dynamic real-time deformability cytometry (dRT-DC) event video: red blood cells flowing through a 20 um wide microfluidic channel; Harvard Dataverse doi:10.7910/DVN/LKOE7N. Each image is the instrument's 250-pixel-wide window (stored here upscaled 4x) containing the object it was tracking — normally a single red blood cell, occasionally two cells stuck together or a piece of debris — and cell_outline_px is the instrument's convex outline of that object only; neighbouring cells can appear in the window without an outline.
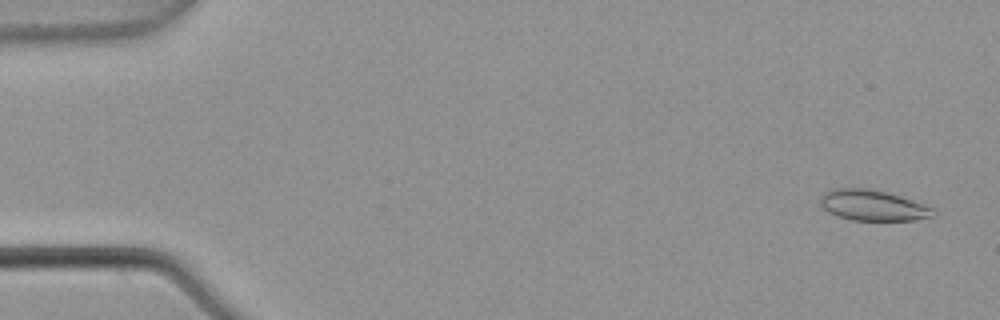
{"species": "common noctule bat (a hibernating species)", "species_latin": "Nyctalus noctula", "temperature_condition": "warm", "stored_images_in_passage": 4, "camera_frame_rate_fps": 3000, "um_per_image_px": 0.085, "animal": {"sex": "male", "body_mass_g": 21.5, "forearm_length_mm": 52.0}, "frame": {"image": 1, "passage_image": 1, "time_ms": 0.0, "image_size_px": [1000, 320], "cell_outline_px": [[936, 216], [916, 220], [852, 220], [836, 216], [828, 212], [820, 204], [820, 196], [824, 192], [832, 188], [868, 188], [888, 192], [936, 208]], "centroid_in_image_um": [74.21, 17.45], "position_along_channel_um": 10.8, "area_um2": 20.52}}
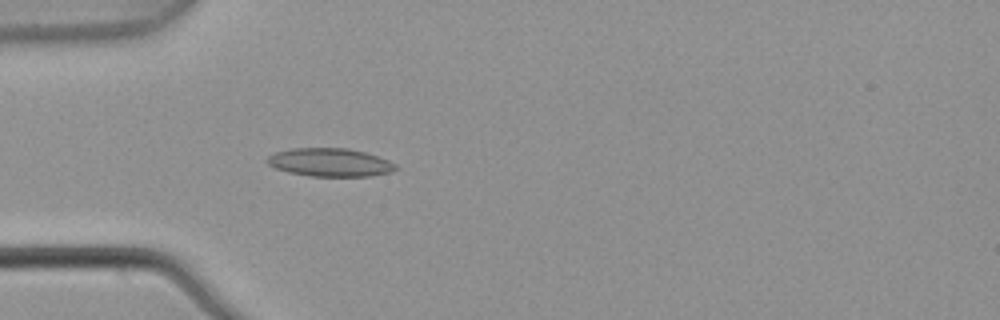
{"frame": {"image": 2, "passage_image": 4, "time_ms": 1.0, "image_size_px": [1000, 320], "cell_outline_px": [[400, 168], [392, 172], [368, 176], [312, 176], [288, 172], [276, 168], [268, 164], [264, 160], [268, 156], [276, 152], [292, 148], [344, 148], [364, 152], [388, 160], [396, 164]], "centroid_in_image_um": [28.05, 13.8], "position_along_channel_um": 57.0, "area_um2": 21.1}}